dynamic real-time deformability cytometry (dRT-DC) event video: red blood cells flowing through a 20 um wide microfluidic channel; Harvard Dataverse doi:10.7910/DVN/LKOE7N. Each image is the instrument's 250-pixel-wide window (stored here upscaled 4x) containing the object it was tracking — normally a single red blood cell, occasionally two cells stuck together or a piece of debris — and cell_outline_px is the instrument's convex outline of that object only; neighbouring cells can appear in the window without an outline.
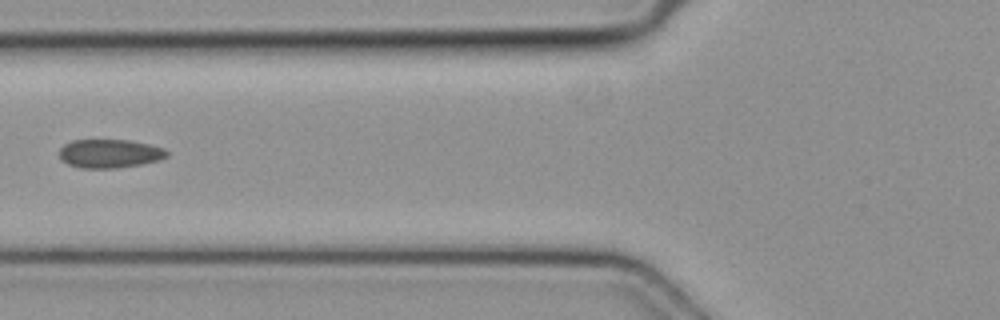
{"species": "common noctule bat (a hibernating species)", "species_latin": "Nyctalus noctula", "temperature_condition": "cold", "stored_images_in_passage": 4, "camera_frame_rate_fps": 3000, "um_per_image_px": 0.085, "animal": {"sex": "female", "body_mass_g": 19.3, "forearm_length_mm": 54.1}, "frame": {"image": 1, "passage_image": 4, "time_ms": 1.0, "image_size_px": [1000, 320], "cell_outline_px": [[168, 156], [160, 160], [140, 164], [116, 168], [80, 168], [68, 164], [60, 160], [60, 148], [64, 144], [72, 140], [128, 140], [148, 144], [164, 148], [168, 152]], "centroid_in_image_um": [9.31, 13.05], "position_along_channel_um": 116.5, "area_um2": 17.98}}